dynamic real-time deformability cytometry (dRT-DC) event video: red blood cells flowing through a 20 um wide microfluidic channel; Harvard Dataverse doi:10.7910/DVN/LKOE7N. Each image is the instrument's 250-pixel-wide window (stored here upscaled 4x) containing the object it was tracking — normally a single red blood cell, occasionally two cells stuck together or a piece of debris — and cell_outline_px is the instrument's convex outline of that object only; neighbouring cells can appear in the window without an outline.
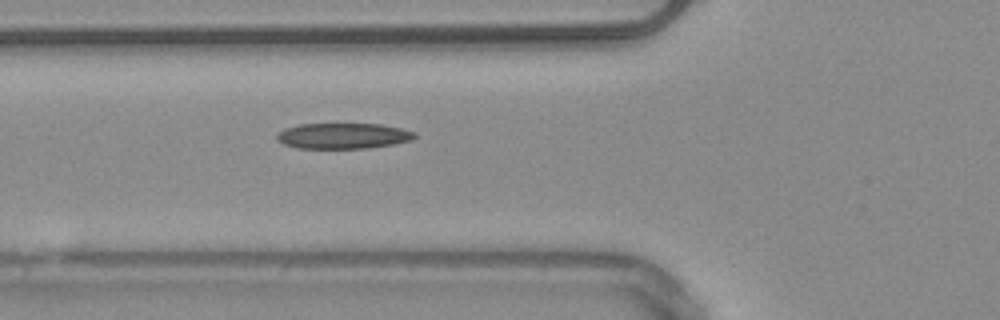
{"species": "common noctule bat (a hibernating species)", "species_latin": "Nyctalus noctula", "temperature_condition": "warm", "stored_images_in_passage": 38, "camera_frame_rate_fps": 3000, "um_per_image_px": 0.085, "animal": {"sex": "male", "body_mass_g": 20.4}, "frame": {"image": 1, "passage_image": 6, "time_ms": 1.667, "image_size_px": [1000, 320], "cell_outline_px": [[416, 136], [412, 140], [392, 144], [368, 148], [296, 148], [284, 144], [276, 140], [276, 136], [284, 128], [300, 124], [380, 124], [400, 128], [416, 132]], "centroid_in_image_um": [29.15, 11.55], "position_along_channel_um": 96.6, "area_um2": 20.58}, "authors_computed_cell_mechanics": {"area_um2": 20.5768, "velocity_mm_per_s": 3.9855, "shape_relaxation_time_tau1_ms": null, "shape_relaxation_time_tau2_ms": 4.0523, "deformation_change_tau1": null, "deformation_change_tau2": 0.1231}}